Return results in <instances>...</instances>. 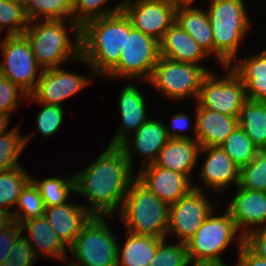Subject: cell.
<instances>
[{
    "instance_id": "cell-1",
    "label": "cell",
    "mask_w": 266,
    "mask_h": 266,
    "mask_svg": "<svg viewBox=\"0 0 266 266\" xmlns=\"http://www.w3.org/2000/svg\"><path fill=\"white\" fill-rule=\"evenodd\" d=\"M73 176L75 192L91 202L86 210L92 216L104 217L121 209L131 183L137 178L122 148L117 145H108L95 162Z\"/></svg>"
},
{
    "instance_id": "cell-2",
    "label": "cell",
    "mask_w": 266,
    "mask_h": 266,
    "mask_svg": "<svg viewBox=\"0 0 266 266\" xmlns=\"http://www.w3.org/2000/svg\"><path fill=\"white\" fill-rule=\"evenodd\" d=\"M125 43V13L95 18L80 27L81 57L88 64L91 78L106 75L119 61Z\"/></svg>"
},
{
    "instance_id": "cell-3",
    "label": "cell",
    "mask_w": 266,
    "mask_h": 266,
    "mask_svg": "<svg viewBox=\"0 0 266 266\" xmlns=\"http://www.w3.org/2000/svg\"><path fill=\"white\" fill-rule=\"evenodd\" d=\"M67 23L71 27L69 31L74 32L76 41L73 44L67 32ZM23 35L30 44L37 64L43 70L59 67L63 62L79 61L81 57L80 26L74 19H68L67 22L44 20L43 24L29 21Z\"/></svg>"
},
{
    "instance_id": "cell-4",
    "label": "cell",
    "mask_w": 266,
    "mask_h": 266,
    "mask_svg": "<svg viewBox=\"0 0 266 266\" xmlns=\"http://www.w3.org/2000/svg\"><path fill=\"white\" fill-rule=\"evenodd\" d=\"M118 211L127 232L163 239L167 236L169 205L158 199L137 178L131 183Z\"/></svg>"
},
{
    "instance_id": "cell-5",
    "label": "cell",
    "mask_w": 266,
    "mask_h": 266,
    "mask_svg": "<svg viewBox=\"0 0 266 266\" xmlns=\"http://www.w3.org/2000/svg\"><path fill=\"white\" fill-rule=\"evenodd\" d=\"M207 13L214 40V54L223 67H228L251 26L244 1L211 0Z\"/></svg>"
},
{
    "instance_id": "cell-6",
    "label": "cell",
    "mask_w": 266,
    "mask_h": 266,
    "mask_svg": "<svg viewBox=\"0 0 266 266\" xmlns=\"http://www.w3.org/2000/svg\"><path fill=\"white\" fill-rule=\"evenodd\" d=\"M118 63L106 74L108 78L145 79L160 58L159 41L132 27L125 15V43Z\"/></svg>"
},
{
    "instance_id": "cell-7",
    "label": "cell",
    "mask_w": 266,
    "mask_h": 266,
    "mask_svg": "<svg viewBox=\"0 0 266 266\" xmlns=\"http://www.w3.org/2000/svg\"><path fill=\"white\" fill-rule=\"evenodd\" d=\"M104 216H91L69 247L75 266H117L118 242ZM77 262V263H76ZM79 262V264H78Z\"/></svg>"
},
{
    "instance_id": "cell-8",
    "label": "cell",
    "mask_w": 266,
    "mask_h": 266,
    "mask_svg": "<svg viewBox=\"0 0 266 266\" xmlns=\"http://www.w3.org/2000/svg\"><path fill=\"white\" fill-rule=\"evenodd\" d=\"M210 71L200 65L160 56L147 81L170 99L181 100L190 95L197 99L202 80Z\"/></svg>"
},
{
    "instance_id": "cell-9",
    "label": "cell",
    "mask_w": 266,
    "mask_h": 266,
    "mask_svg": "<svg viewBox=\"0 0 266 266\" xmlns=\"http://www.w3.org/2000/svg\"><path fill=\"white\" fill-rule=\"evenodd\" d=\"M213 212L202 223L196 234L186 242L190 264L223 262L222 252L239 232L235 221L226 210L223 215Z\"/></svg>"
},
{
    "instance_id": "cell-10",
    "label": "cell",
    "mask_w": 266,
    "mask_h": 266,
    "mask_svg": "<svg viewBox=\"0 0 266 266\" xmlns=\"http://www.w3.org/2000/svg\"><path fill=\"white\" fill-rule=\"evenodd\" d=\"M0 45L4 56L0 62V75L30 95L40 79L36 75H40L43 69L37 64L28 40L24 35H6Z\"/></svg>"
},
{
    "instance_id": "cell-11",
    "label": "cell",
    "mask_w": 266,
    "mask_h": 266,
    "mask_svg": "<svg viewBox=\"0 0 266 266\" xmlns=\"http://www.w3.org/2000/svg\"><path fill=\"white\" fill-rule=\"evenodd\" d=\"M224 68L228 69L224 78L212 71L203 78L196 102L202 108L238 117L247 101L245 85L229 66Z\"/></svg>"
},
{
    "instance_id": "cell-12",
    "label": "cell",
    "mask_w": 266,
    "mask_h": 266,
    "mask_svg": "<svg viewBox=\"0 0 266 266\" xmlns=\"http://www.w3.org/2000/svg\"><path fill=\"white\" fill-rule=\"evenodd\" d=\"M214 205L198 186L169 205L167 234L174 233L180 243L189 241L212 213Z\"/></svg>"
},
{
    "instance_id": "cell-13",
    "label": "cell",
    "mask_w": 266,
    "mask_h": 266,
    "mask_svg": "<svg viewBox=\"0 0 266 266\" xmlns=\"http://www.w3.org/2000/svg\"><path fill=\"white\" fill-rule=\"evenodd\" d=\"M121 10L133 28L159 42L176 21V10L166 0H125Z\"/></svg>"
},
{
    "instance_id": "cell-14",
    "label": "cell",
    "mask_w": 266,
    "mask_h": 266,
    "mask_svg": "<svg viewBox=\"0 0 266 266\" xmlns=\"http://www.w3.org/2000/svg\"><path fill=\"white\" fill-rule=\"evenodd\" d=\"M39 81L28 99L38 103L62 106V102L86 87L91 78L67 72L56 67L44 69L39 75Z\"/></svg>"
},
{
    "instance_id": "cell-15",
    "label": "cell",
    "mask_w": 266,
    "mask_h": 266,
    "mask_svg": "<svg viewBox=\"0 0 266 266\" xmlns=\"http://www.w3.org/2000/svg\"><path fill=\"white\" fill-rule=\"evenodd\" d=\"M146 102L142 93L133 84L126 85L119 95V110L122 124L116 132V136L109 145L120 146L132 167L131 141L127 133L134 132L149 119L147 117Z\"/></svg>"
},
{
    "instance_id": "cell-16",
    "label": "cell",
    "mask_w": 266,
    "mask_h": 266,
    "mask_svg": "<svg viewBox=\"0 0 266 266\" xmlns=\"http://www.w3.org/2000/svg\"><path fill=\"white\" fill-rule=\"evenodd\" d=\"M137 179L158 199L168 205L176 203L194 188L190 178L185 174L156 166L153 163L143 166Z\"/></svg>"
},
{
    "instance_id": "cell-17",
    "label": "cell",
    "mask_w": 266,
    "mask_h": 266,
    "mask_svg": "<svg viewBox=\"0 0 266 266\" xmlns=\"http://www.w3.org/2000/svg\"><path fill=\"white\" fill-rule=\"evenodd\" d=\"M227 211L245 238L250 232L266 225V191H251L237 186ZM253 227V228H252ZM257 227V228H256Z\"/></svg>"
},
{
    "instance_id": "cell-18",
    "label": "cell",
    "mask_w": 266,
    "mask_h": 266,
    "mask_svg": "<svg viewBox=\"0 0 266 266\" xmlns=\"http://www.w3.org/2000/svg\"><path fill=\"white\" fill-rule=\"evenodd\" d=\"M202 152H208L200 169L204 184L216 192L232 183L234 186H238L240 168L220 146L201 147L199 153Z\"/></svg>"
},
{
    "instance_id": "cell-19",
    "label": "cell",
    "mask_w": 266,
    "mask_h": 266,
    "mask_svg": "<svg viewBox=\"0 0 266 266\" xmlns=\"http://www.w3.org/2000/svg\"><path fill=\"white\" fill-rule=\"evenodd\" d=\"M194 140L200 147L219 146L238 126L236 116H229L200 107L196 103Z\"/></svg>"
},
{
    "instance_id": "cell-20",
    "label": "cell",
    "mask_w": 266,
    "mask_h": 266,
    "mask_svg": "<svg viewBox=\"0 0 266 266\" xmlns=\"http://www.w3.org/2000/svg\"><path fill=\"white\" fill-rule=\"evenodd\" d=\"M44 216L69 248L92 215L86 210V206L66 202L59 206L45 207Z\"/></svg>"
},
{
    "instance_id": "cell-21",
    "label": "cell",
    "mask_w": 266,
    "mask_h": 266,
    "mask_svg": "<svg viewBox=\"0 0 266 266\" xmlns=\"http://www.w3.org/2000/svg\"><path fill=\"white\" fill-rule=\"evenodd\" d=\"M200 144L194 138L169 139L158 153L154 165L185 174L189 178L196 165Z\"/></svg>"
},
{
    "instance_id": "cell-22",
    "label": "cell",
    "mask_w": 266,
    "mask_h": 266,
    "mask_svg": "<svg viewBox=\"0 0 266 266\" xmlns=\"http://www.w3.org/2000/svg\"><path fill=\"white\" fill-rule=\"evenodd\" d=\"M159 45L160 56L179 62L199 65L208 56L176 21L166 31Z\"/></svg>"
},
{
    "instance_id": "cell-23",
    "label": "cell",
    "mask_w": 266,
    "mask_h": 266,
    "mask_svg": "<svg viewBox=\"0 0 266 266\" xmlns=\"http://www.w3.org/2000/svg\"><path fill=\"white\" fill-rule=\"evenodd\" d=\"M20 226L22 230L26 228V232L29 233L26 235V238L36 257L43 254L58 260H65L67 257L66 245L53 231L51 224L45 216L29 219Z\"/></svg>"
},
{
    "instance_id": "cell-24",
    "label": "cell",
    "mask_w": 266,
    "mask_h": 266,
    "mask_svg": "<svg viewBox=\"0 0 266 266\" xmlns=\"http://www.w3.org/2000/svg\"><path fill=\"white\" fill-rule=\"evenodd\" d=\"M238 62L229 68L245 85L247 99L266 102V50Z\"/></svg>"
},
{
    "instance_id": "cell-25",
    "label": "cell",
    "mask_w": 266,
    "mask_h": 266,
    "mask_svg": "<svg viewBox=\"0 0 266 266\" xmlns=\"http://www.w3.org/2000/svg\"><path fill=\"white\" fill-rule=\"evenodd\" d=\"M123 249L118 245L117 266H149L163 238L127 232ZM122 250V251H121Z\"/></svg>"
},
{
    "instance_id": "cell-26",
    "label": "cell",
    "mask_w": 266,
    "mask_h": 266,
    "mask_svg": "<svg viewBox=\"0 0 266 266\" xmlns=\"http://www.w3.org/2000/svg\"><path fill=\"white\" fill-rule=\"evenodd\" d=\"M134 150L145 157L143 166L153 163L160 150L170 139L166 125L159 120L149 119L134 132Z\"/></svg>"
},
{
    "instance_id": "cell-27",
    "label": "cell",
    "mask_w": 266,
    "mask_h": 266,
    "mask_svg": "<svg viewBox=\"0 0 266 266\" xmlns=\"http://www.w3.org/2000/svg\"><path fill=\"white\" fill-rule=\"evenodd\" d=\"M176 22L199 44L208 55L214 54V40L207 11L199 8L179 9Z\"/></svg>"
},
{
    "instance_id": "cell-28",
    "label": "cell",
    "mask_w": 266,
    "mask_h": 266,
    "mask_svg": "<svg viewBox=\"0 0 266 266\" xmlns=\"http://www.w3.org/2000/svg\"><path fill=\"white\" fill-rule=\"evenodd\" d=\"M239 126L259 150H266V102L248 100L240 107Z\"/></svg>"
},
{
    "instance_id": "cell-29",
    "label": "cell",
    "mask_w": 266,
    "mask_h": 266,
    "mask_svg": "<svg viewBox=\"0 0 266 266\" xmlns=\"http://www.w3.org/2000/svg\"><path fill=\"white\" fill-rule=\"evenodd\" d=\"M23 6L29 21L38 17L44 20L74 19L73 0H24Z\"/></svg>"
},
{
    "instance_id": "cell-30",
    "label": "cell",
    "mask_w": 266,
    "mask_h": 266,
    "mask_svg": "<svg viewBox=\"0 0 266 266\" xmlns=\"http://www.w3.org/2000/svg\"><path fill=\"white\" fill-rule=\"evenodd\" d=\"M30 180V174L27 175L22 166L0 172V210L12 214L9 209L16 206L22 189Z\"/></svg>"
},
{
    "instance_id": "cell-31",
    "label": "cell",
    "mask_w": 266,
    "mask_h": 266,
    "mask_svg": "<svg viewBox=\"0 0 266 266\" xmlns=\"http://www.w3.org/2000/svg\"><path fill=\"white\" fill-rule=\"evenodd\" d=\"M68 177H49L42 180L31 178L40 192L45 207L63 205L67 202L70 191L75 192L74 176Z\"/></svg>"
},
{
    "instance_id": "cell-32",
    "label": "cell",
    "mask_w": 266,
    "mask_h": 266,
    "mask_svg": "<svg viewBox=\"0 0 266 266\" xmlns=\"http://www.w3.org/2000/svg\"><path fill=\"white\" fill-rule=\"evenodd\" d=\"M219 146L231 157L240 169L249 164L259 151L240 126Z\"/></svg>"
},
{
    "instance_id": "cell-33",
    "label": "cell",
    "mask_w": 266,
    "mask_h": 266,
    "mask_svg": "<svg viewBox=\"0 0 266 266\" xmlns=\"http://www.w3.org/2000/svg\"><path fill=\"white\" fill-rule=\"evenodd\" d=\"M15 207L16 211H12V217L19 225L29 219L44 216L43 199L32 180L22 189Z\"/></svg>"
},
{
    "instance_id": "cell-34",
    "label": "cell",
    "mask_w": 266,
    "mask_h": 266,
    "mask_svg": "<svg viewBox=\"0 0 266 266\" xmlns=\"http://www.w3.org/2000/svg\"><path fill=\"white\" fill-rule=\"evenodd\" d=\"M18 133L20 132L15 127L0 135V172L21 166L18 157L31 137H23Z\"/></svg>"
},
{
    "instance_id": "cell-35",
    "label": "cell",
    "mask_w": 266,
    "mask_h": 266,
    "mask_svg": "<svg viewBox=\"0 0 266 266\" xmlns=\"http://www.w3.org/2000/svg\"><path fill=\"white\" fill-rule=\"evenodd\" d=\"M238 186L251 191H266V150H259L256 157L240 169Z\"/></svg>"
},
{
    "instance_id": "cell-36",
    "label": "cell",
    "mask_w": 266,
    "mask_h": 266,
    "mask_svg": "<svg viewBox=\"0 0 266 266\" xmlns=\"http://www.w3.org/2000/svg\"><path fill=\"white\" fill-rule=\"evenodd\" d=\"M28 23L23 4L0 0V31L7 26V36L23 35Z\"/></svg>"
},
{
    "instance_id": "cell-37",
    "label": "cell",
    "mask_w": 266,
    "mask_h": 266,
    "mask_svg": "<svg viewBox=\"0 0 266 266\" xmlns=\"http://www.w3.org/2000/svg\"><path fill=\"white\" fill-rule=\"evenodd\" d=\"M165 238L158 245L154 258L149 266H189L186 243L169 244Z\"/></svg>"
},
{
    "instance_id": "cell-38",
    "label": "cell",
    "mask_w": 266,
    "mask_h": 266,
    "mask_svg": "<svg viewBox=\"0 0 266 266\" xmlns=\"http://www.w3.org/2000/svg\"><path fill=\"white\" fill-rule=\"evenodd\" d=\"M108 0H73L74 21L81 27L85 22L106 17L121 11L122 2L112 8L103 9L101 6ZM77 13V15H76Z\"/></svg>"
},
{
    "instance_id": "cell-39",
    "label": "cell",
    "mask_w": 266,
    "mask_h": 266,
    "mask_svg": "<svg viewBox=\"0 0 266 266\" xmlns=\"http://www.w3.org/2000/svg\"><path fill=\"white\" fill-rule=\"evenodd\" d=\"M44 107L36 117L37 129L45 138L56 133L64 119L63 106L40 103Z\"/></svg>"
},
{
    "instance_id": "cell-40",
    "label": "cell",
    "mask_w": 266,
    "mask_h": 266,
    "mask_svg": "<svg viewBox=\"0 0 266 266\" xmlns=\"http://www.w3.org/2000/svg\"><path fill=\"white\" fill-rule=\"evenodd\" d=\"M21 232L15 239L10 255L0 266H32L35 264L37 257L35 256L31 245L28 243L26 236Z\"/></svg>"
},
{
    "instance_id": "cell-41",
    "label": "cell",
    "mask_w": 266,
    "mask_h": 266,
    "mask_svg": "<svg viewBox=\"0 0 266 266\" xmlns=\"http://www.w3.org/2000/svg\"><path fill=\"white\" fill-rule=\"evenodd\" d=\"M28 98V94L10 79L0 75V112L11 115L17 109L19 98Z\"/></svg>"
},
{
    "instance_id": "cell-42",
    "label": "cell",
    "mask_w": 266,
    "mask_h": 266,
    "mask_svg": "<svg viewBox=\"0 0 266 266\" xmlns=\"http://www.w3.org/2000/svg\"><path fill=\"white\" fill-rule=\"evenodd\" d=\"M23 232L21 226L13 221L8 227L0 231V265L1 263L9 257L10 249L16 237Z\"/></svg>"
},
{
    "instance_id": "cell-43",
    "label": "cell",
    "mask_w": 266,
    "mask_h": 266,
    "mask_svg": "<svg viewBox=\"0 0 266 266\" xmlns=\"http://www.w3.org/2000/svg\"><path fill=\"white\" fill-rule=\"evenodd\" d=\"M244 243L259 257L266 260V226L250 232Z\"/></svg>"
},
{
    "instance_id": "cell-44",
    "label": "cell",
    "mask_w": 266,
    "mask_h": 266,
    "mask_svg": "<svg viewBox=\"0 0 266 266\" xmlns=\"http://www.w3.org/2000/svg\"><path fill=\"white\" fill-rule=\"evenodd\" d=\"M239 255L238 264L239 266H266V260L255 254L245 243L244 237L240 235L238 238Z\"/></svg>"
},
{
    "instance_id": "cell-45",
    "label": "cell",
    "mask_w": 266,
    "mask_h": 266,
    "mask_svg": "<svg viewBox=\"0 0 266 266\" xmlns=\"http://www.w3.org/2000/svg\"><path fill=\"white\" fill-rule=\"evenodd\" d=\"M188 115L184 113H178L174 115L172 119L171 125L174 127V130L170 132V129L168 126H166V131L167 135L170 139H176V138H181V139H191V137L187 136L186 134L183 133V131L189 126L190 121H189ZM176 129V130H175ZM179 131V133L177 132ZM181 131V132H180Z\"/></svg>"
},
{
    "instance_id": "cell-46",
    "label": "cell",
    "mask_w": 266,
    "mask_h": 266,
    "mask_svg": "<svg viewBox=\"0 0 266 266\" xmlns=\"http://www.w3.org/2000/svg\"><path fill=\"white\" fill-rule=\"evenodd\" d=\"M176 11L179 9H189L191 7V3L194 0H166Z\"/></svg>"
},
{
    "instance_id": "cell-47",
    "label": "cell",
    "mask_w": 266,
    "mask_h": 266,
    "mask_svg": "<svg viewBox=\"0 0 266 266\" xmlns=\"http://www.w3.org/2000/svg\"><path fill=\"white\" fill-rule=\"evenodd\" d=\"M12 222V214L4 210H0V231L8 227Z\"/></svg>"
},
{
    "instance_id": "cell-48",
    "label": "cell",
    "mask_w": 266,
    "mask_h": 266,
    "mask_svg": "<svg viewBox=\"0 0 266 266\" xmlns=\"http://www.w3.org/2000/svg\"><path fill=\"white\" fill-rule=\"evenodd\" d=\"M10 114L0 112V135L7 132V127L9 125Z\"/></svg>"
},
{
    "instance_id": "cell-49",
    "label": "cell",
    "mask_w": 266,
    "mask_h": 266,
    "mask_svg": "<svg viewBox=\"0 0 266 266\" xmlns=\"http://www.w3.org/2000/svg\"><path fill=\"white\" fill-rule=\"evenodd\" d=\"M191 266H229V265H225L224 262H212V263H197V264H192ZM237 266H239L238 263Z\"/></svg>"
},
{
    "instance_id": "cell-50",
    "label": "cell",
    "mask_w": 266,
    "mask_h": 266,
    "mask_svg": "<svg viewBox=\"0 0 266 266\" xmlns=\"http://www.w3.org/2000/svg\"><path fill=\"white\" fill-rule=\"evenodd\" d=\"M5 2H11V3H17V4H23L24 0H3Z\"/></svg>"
},
{
    "instance_id": "cell-51",
    "label": "cell",
    "mask_w": 266,
    "mask_h": 266,
    "mask_svg": "<svg viewBox=\"0 0 266 266\" xmlns=\"http://www.w3.org/2000/svg\"><path fill=\"white\" fill-rule=\"evenodd\" d=\"M65 266H75V265H74V264H72V263H71V264L69 263V264H67V265H65Z\"/></svg>"
}]
</instances>
